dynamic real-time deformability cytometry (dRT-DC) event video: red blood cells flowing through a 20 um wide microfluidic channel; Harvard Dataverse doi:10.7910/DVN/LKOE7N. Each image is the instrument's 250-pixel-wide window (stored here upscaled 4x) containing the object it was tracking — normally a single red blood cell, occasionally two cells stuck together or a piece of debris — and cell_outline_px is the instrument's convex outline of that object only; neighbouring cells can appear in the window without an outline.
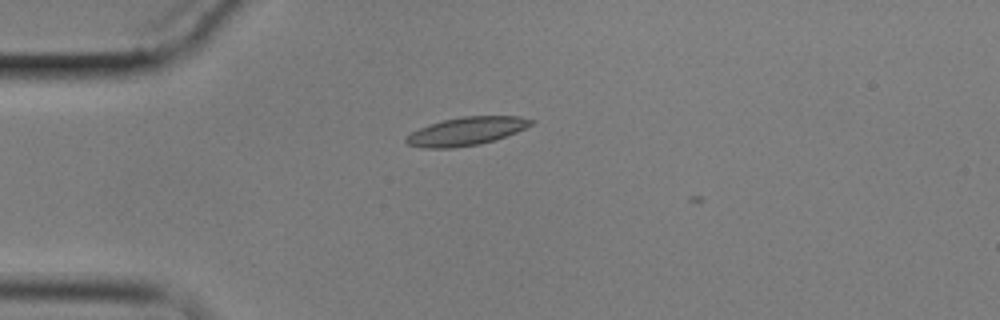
{"species": "common noctule bat (a hibernating species)", "species_latin": "Nyctalus noctula", "temperature_condition": "cold", "stored_images_in_passage": 3, "camera_frame_rate_fps": 3000, "um_per_image_px": 0.085, "animal": {"sex": "male", "body_mass_g": 17.9}, "frame": {"image": 1, "passage_image": 1, "time_ms": 0.0, "image_size_px": [1000, 320], "cell_outline_px": [[536, 120], [532, 124], [516, 132], [496, 140], [480, 144], [452, 148], [424, 148], [408, 144], [404, 140], [404, 136], [420, 128], [444, 120], [464, 116], [520, 116]], "centroid_in_image_um": [39.65, 11.16], "position_along_channel_um": 45.3, "area_um2": 20.46}}